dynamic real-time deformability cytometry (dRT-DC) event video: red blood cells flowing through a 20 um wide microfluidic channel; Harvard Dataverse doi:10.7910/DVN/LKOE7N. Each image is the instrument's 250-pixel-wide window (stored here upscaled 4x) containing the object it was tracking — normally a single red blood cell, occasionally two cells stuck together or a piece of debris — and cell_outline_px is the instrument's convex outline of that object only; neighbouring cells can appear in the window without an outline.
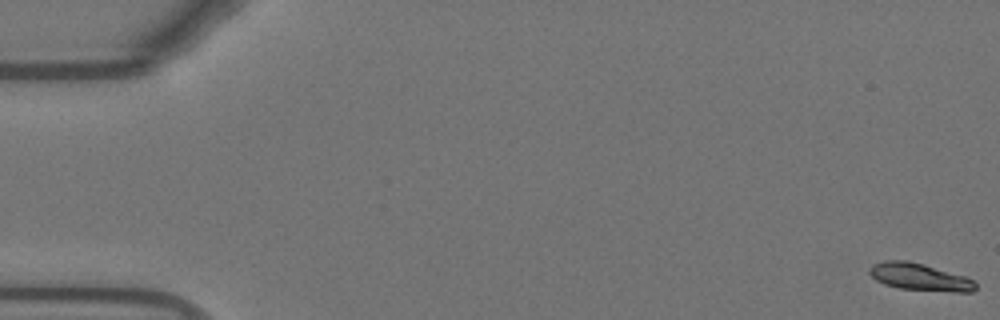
{"species": "Egyptian fruit bat (a non-hibernating species)", "species_latin": "Rousettus aegyptiacus", "temperature_condition": "warm", "stored_images_in_passage": 10, "camera_frame_rate_fps": 3000, "um_per_image_px": 0.085, "animal": {"sex": "female"}, "frame": {"image": 1, "passage_image": 1, "time_ms": 0.0, "image_size_px": [1000, 320], "cell_outline_px": [[976, 288], [972, 292], [952, 292], [900, 288], [884, 284], [876, 280], [868, 272], [868, 268], [872, 264], [884, 260], [908, 260], [924, 264], [968, 276], [976, 284]], "centroid_in_image_um": [78.18, 23.53], "position_along_channel_um": 6.8, "area_um2": 17.05}}